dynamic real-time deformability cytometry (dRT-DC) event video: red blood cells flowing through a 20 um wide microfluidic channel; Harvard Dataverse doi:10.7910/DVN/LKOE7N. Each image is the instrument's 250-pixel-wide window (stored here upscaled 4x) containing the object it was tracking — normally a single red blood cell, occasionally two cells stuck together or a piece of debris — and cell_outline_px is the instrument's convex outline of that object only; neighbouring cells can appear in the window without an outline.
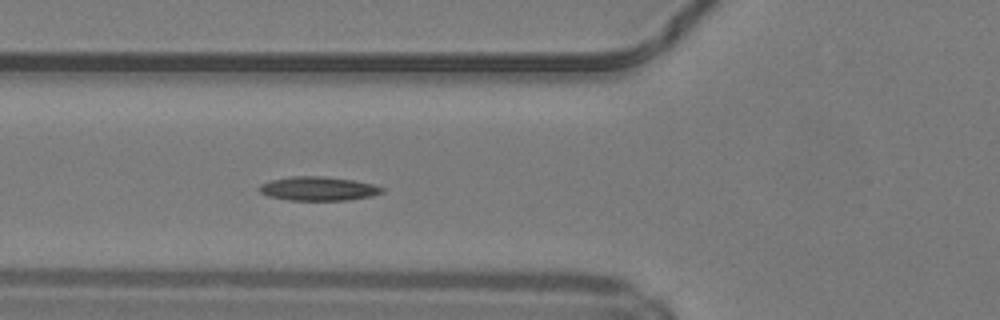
{"species": "common noctule bat (a hibernating species)", "species_latin": "Nyctalus noctula", "temperature_condition": "warm", "stored_images_in_passage": 38, "camera_frame_rate_fps": 3000, "um_per_image_px": 0.085, "animal": {"sex": "male", "body_mass_g": 19.2, "forearm_length_mm": 51.8}, "frame": {"image": 1, "passage_image": 6, "time_ms": 1.667, "image_size_px": [1000, 320], "cell_outline_px": [[384, 192], [372, 196], [348, 200], [288, 200], [268, 196], [260, 192], [256, 188], [260, 184], [272, 180], [292, 176], [320, 176], [352, 180], [372, 184], [384, 188]], "centroid_in_image_um": [27.03, 16.04], "position_along_channel_um": 98.8, "area_um2": 17.11}}
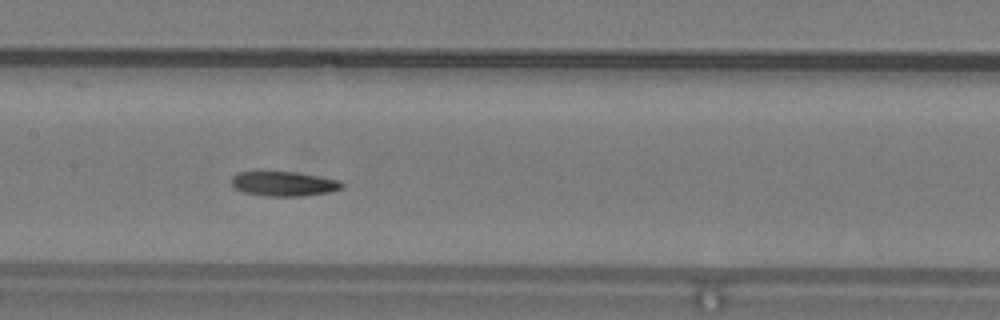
{"frame": {"image": 2, "passage_image": 12, "time_ms": 3.667, "image_size_px": [1000, 320], "cell_outline_px": [[344, 188], [328, 192], [304, 196], [264, 196], [244, 192], [232, 188], [232, 176], [240, 172], [292, 172], [340, 180], [344, 184]], "centroid_in_image_um": [24.12, 15.63], "position_along_channel_um": 183.3, "area_um2": 15.78}}
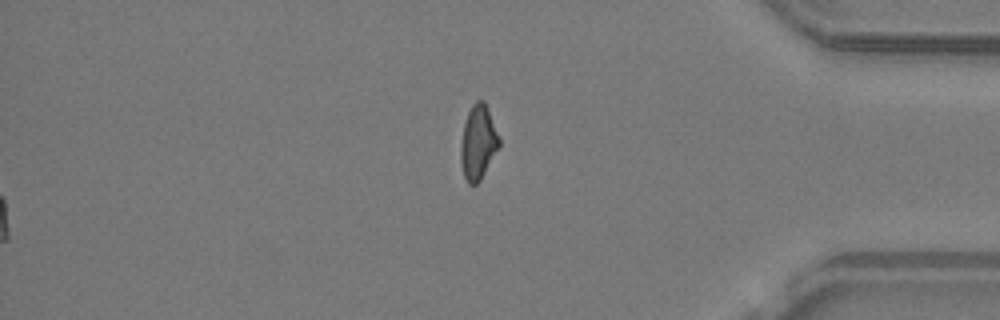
{"frame": {"image": 3, "passage_image": 38, "time_ms": 12.333, "image_size_px": [1000, 320], "cell_outline_px": [[500, 144], [480, 180], [476, 184], [468, 184], [464, 176], [460, 164], [460, 144], [464, 124], [468, 112], [472, 104], [476, 100], [484, 100], [500, 140]], "centroid_in_image_um": [40.61, 12.11], "position_along_channel_um": 394.6, "area_um2": 16.42}, "authors_computed_cell_mechanics": {"area_um2": 16.2129, "velocity_mm_per_s": 4.2008, "shape_relaxation_time_tau1_ms": 3.5888, "shape_relaxation_time_tau2_ms": 2.7393, "deformation_change_tau1": 0.1516, "deformation_change_tau2": 0.1006}}